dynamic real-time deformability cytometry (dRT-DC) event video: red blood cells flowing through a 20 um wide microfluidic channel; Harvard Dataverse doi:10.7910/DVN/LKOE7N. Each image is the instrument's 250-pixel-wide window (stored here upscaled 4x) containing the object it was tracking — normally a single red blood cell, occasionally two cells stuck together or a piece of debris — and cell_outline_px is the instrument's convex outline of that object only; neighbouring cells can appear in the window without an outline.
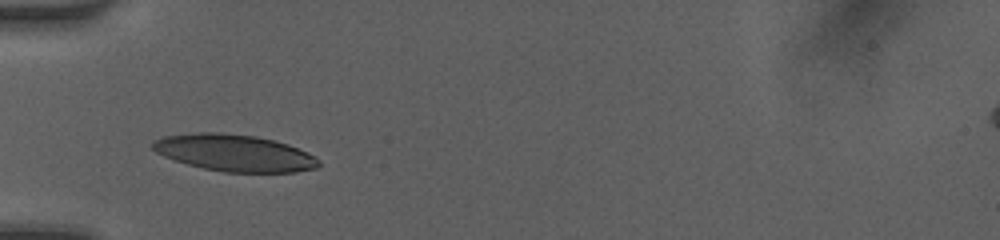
{"species": "human", "species_latin": "Homo sapiens", "temperature_condition": "room temperature", "stored_images_in_passage": 25, "camera_frame_rate_fps": 3000, "um_per_image_px": 0.085, "donor": {"sex": "female"}, "frame": {"image": 1, "passage_image": 1, "time_ms": 0.0, "image_size_px": [1000, 240], "cell_outline_px": [[320, 164], [316, 168], [296, 172], [224, 172], [204, 168], [188, 164], [164, 156], [156, 152], [152, 148], [152, 140], [164, 136], [200, 132], [220, 132], [256, 136], [288, 144], [308, 152], [316, 156], [320, 160]], "centroid_in_image_um": [19.95, 12.99], "position_along_channel_um": 65.1, "area_um2": 35.6}}
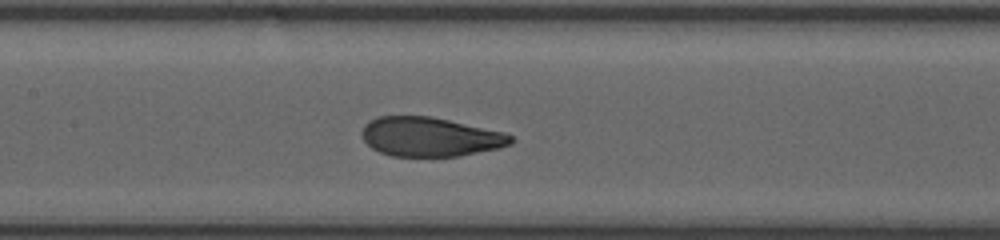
{"frame": {"image": 2, "passage_image": 6, "time_ms": 2.667, "image_size_px": [1000, 240], "cell_outline_px": [[516, 140], [512, 144], [496, 148], [460, 156], [392, 156], [380, 152], [372, 148], [364, 140], [360, 132], [364, 124], [368, 120], [380, 116], [432, 116], [504, 132], [512, 136]], "centroid_in_image_um": [36.54, 11.62], "position_along_channel_um": 170.9, "area_um2": 34.16}}
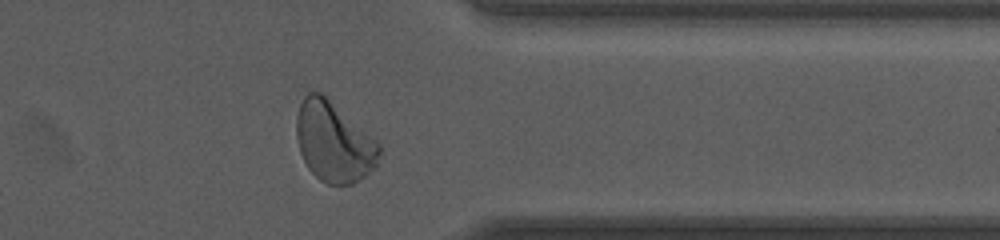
{"frame": {"image": 3, "passage_image": 17, "time_ms": 8.0, "image_size_px": [1000, 240], "cell_outline_px": [[380, 152], [376, 164], [364, 176], [352, 184], [328, 184], [320, 180], [308, 168], [300, 152], [296, 136], [296, 116], [300, 104], [304, 96], [308, 92], [320, 92], [376, 140], [380, 144]], "centroid_in_image_um": [28.34, 12.07], "position_along_channel_um": 383.1, "area_um2": 38.03}, "authors_computed_cell_mechanics": {"area_um2": 36.2406, "velocity_mm_per_s": 4.0752, "shape_relaxation_time_tau1_ms": 3.1341, "shape_relaxation_time_tau2_ms": null, "deformation_change_tau1": 0.1376, "deformation_change_tau2": null}}